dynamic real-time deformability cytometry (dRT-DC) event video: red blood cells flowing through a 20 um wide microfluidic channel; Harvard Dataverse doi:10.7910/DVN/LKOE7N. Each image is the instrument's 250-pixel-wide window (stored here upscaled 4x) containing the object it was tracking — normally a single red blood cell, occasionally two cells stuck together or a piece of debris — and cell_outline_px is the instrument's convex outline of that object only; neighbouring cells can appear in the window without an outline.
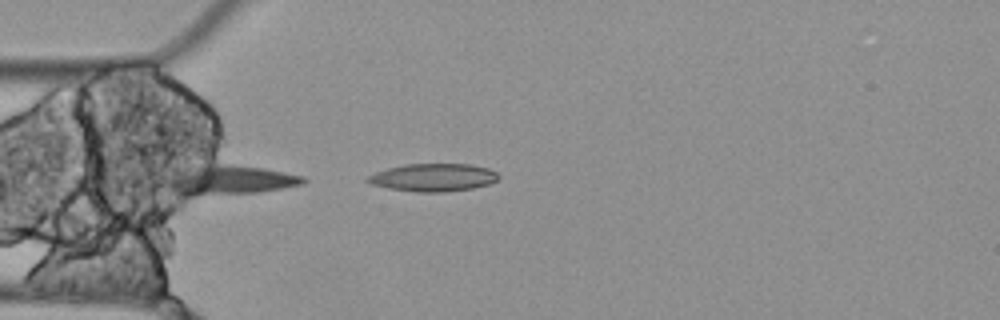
{"species": "Egyptian fruit bat (a non-hibernating species)", "species_latin": "Rousettus aegyptiacus", "temperature_condition": "cold", "stored_images_in_passage": 3, "camera_frame_rate_fps": 3000, "um_per_image_px": 0.085, "animal": {"sex": "female"}, "frame": {"image": 1, "passage_image": 3, "time_ms": 0.667, "image_size_px": [1000, 320], "cell_outline_px": [[500, 176], [496, 180], [488, 184], [472, 188], [444, 192], [416, 192], [388, 188], [372, 184], [364, 180], [368, 176], [376, 172], [388, 168], [404, 164], [472, 164], [488, 168], [496, 172]], "centroid_in_image_um": [36.82, 15.08], "position_along_channel_um": 48.2, "area_um2": 21.15}}